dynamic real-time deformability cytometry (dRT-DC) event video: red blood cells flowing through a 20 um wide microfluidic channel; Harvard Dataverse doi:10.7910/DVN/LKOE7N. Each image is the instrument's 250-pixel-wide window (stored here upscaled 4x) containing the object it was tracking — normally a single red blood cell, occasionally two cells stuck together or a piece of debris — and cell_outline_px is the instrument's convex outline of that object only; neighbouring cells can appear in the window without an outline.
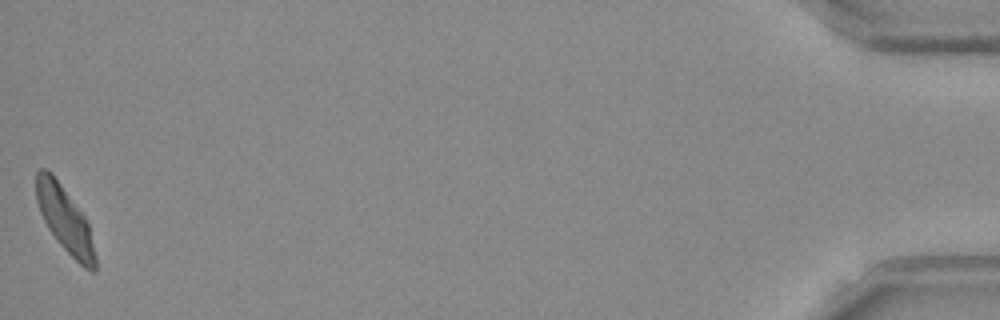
{"species": "Egyptian fruit bat (a non-hibernating species)", "species_latin": "Rousettus aegyptiacus", "temperature_condition": "room temperature", "stored_images_in_passage": 52, "camera_frame_rate_fps": 3000, "um_per_image_px": 0.085, "frame": {"image": 1, "passage_image": 52, "time_ms": 17.0, "image_size_px": [1000, 320], "cell_outline_px": [[96, 272], [92, 272], [84, 268], [60, 244], [48, 228], [40, 212], [36, 200], [36, 172], [40, 168], [44, 168], [52, 172], [84, 216], [88, 224], [96, 256]], "centroid_in_image_um": [5.51, 18.64], "position_along_channel_um": 429.7, "area_um2": 22.31}, "authors_computed_cell_mechanics": {"area_um2": 23.5535, "velocity_mm_per_s": 3.7805, "shape_relaxation_time_tau1_ms": 3.3045, "shape_relaxation_time_tau2_ms": 2.4673, "deformation_change_tau1": 0.1597, "deformation_change_tau2": 0.1066}}